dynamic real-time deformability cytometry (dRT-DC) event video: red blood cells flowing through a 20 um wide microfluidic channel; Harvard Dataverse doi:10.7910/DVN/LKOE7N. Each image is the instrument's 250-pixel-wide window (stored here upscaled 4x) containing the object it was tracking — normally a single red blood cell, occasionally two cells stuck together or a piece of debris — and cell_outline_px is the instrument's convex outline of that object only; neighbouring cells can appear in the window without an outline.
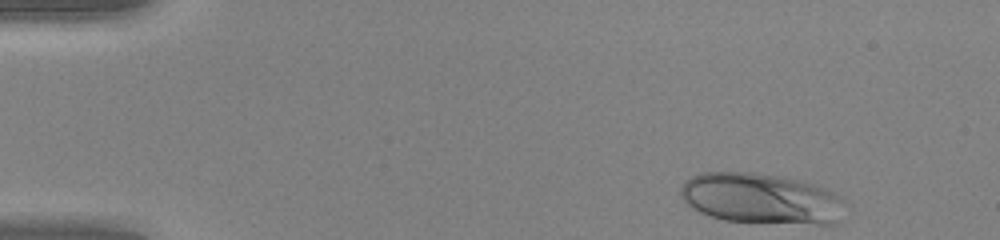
{"species": "human", "species_latin": "Homo sapiens", "temperature_condition": "warm", "stored_images_in_passage": 44, "camera_frame_rate_fps": 3000, "um_per_image_px": 0.085, "donor": {"sex": "female"}, "frame": {"image": 1, "passage_image": 1, "time_ms": 0.0, "image_size_px": [1000, 240], "cell_outline_px": [[844, 200], [836, 220], [832, 224], [816, 224], [724, 220], [700, 212], [692, 208], [680, 196], [680, 188], [684, 180], [700, 172], [752, 172], [776, 176], [796, 180], [812, 184], [824, 188], [840, 196]], "centroid_in_image_um": [64.61, 16.86], "position_along_channel_um": 20.4, "area_um2": 47.86}}
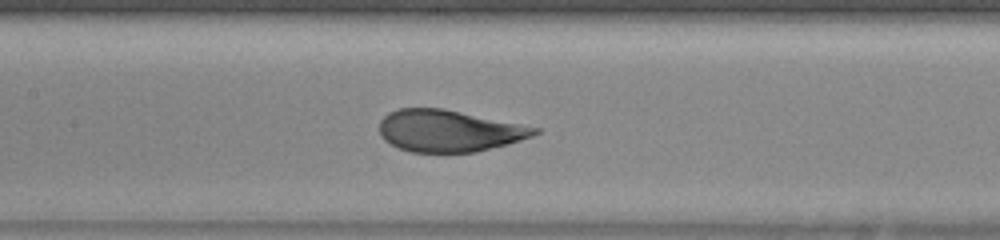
{"frame": {"image": 2, "passage_image": 19, "time_ms": 6.0, "image_size_px": [1000, 240], "cell_outline_px": [[540, 132], [532, 136], [508, 144], [476, 152], [412, 152], [400, 148], [384, 140], [380, 136], [380, 120], [388, 112], [400, 108], [444, 108], [540, 128]], "centroid_in_image_um": [38.15, 11.11], "position_along_channel_um": 169.2, "area_um2": 37.74}}
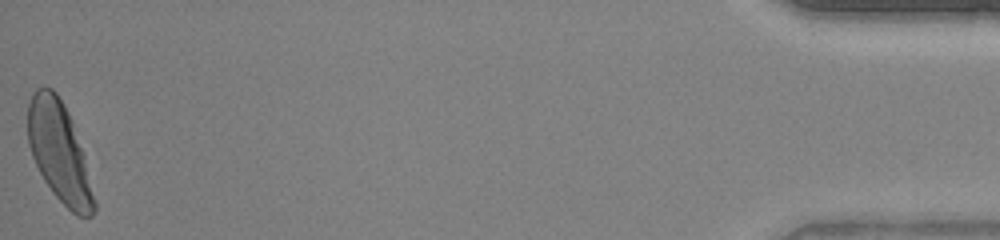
{"frame": {"image": 3, "passage_image": 44, "time_ms": 14.333, "image_size_px": [1000, 240], "cell_outline_px": [[96, 208], [92, 216], [76, 216], [52, 192], [44, 180], [32, 156], [28, 144], [28, 104], [32, 92], [36, 88], [52, 88], [56, 92], [64, 104], [72, 120], [96, 204]], "centroid_in_image_um": [5.0, 12.9], "position_along_channel_um": 430.2, "area_um2": 37.69}, "authors_computed_cell_mechanics": {"area_um2": 39.1595, "velocity_mm_per_s": 4.2202, "shape_relaxation_time_tau1_ms": 3.8742, "shape_relaxation_time_tau2_ms": null, "deformation_change_tau1": 0.208, "deformation_change_tau2": null}}